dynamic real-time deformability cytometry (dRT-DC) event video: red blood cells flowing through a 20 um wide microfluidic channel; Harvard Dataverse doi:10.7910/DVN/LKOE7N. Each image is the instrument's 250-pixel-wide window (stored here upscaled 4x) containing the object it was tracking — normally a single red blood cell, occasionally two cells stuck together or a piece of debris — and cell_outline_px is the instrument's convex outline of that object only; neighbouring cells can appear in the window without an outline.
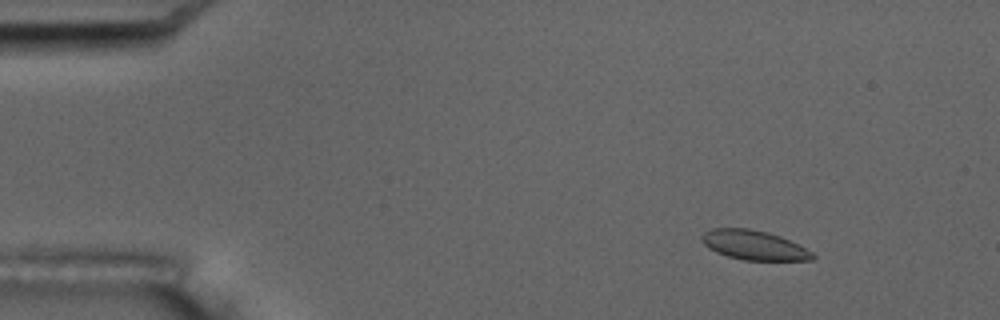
{"species": "common noctule bat (a hibernating species)", "species_latin": "Nyctalus noctula", "temperature_condition": "room temperature", "stored_images_in_passage": 4, "camera_frame_rate_fps": 3000, "um_per_image_px": 0.085, "animal": {"sex": "male", "body_mass_g": 17.5, "forearm_length_mm": 52.3}, "frame": {"image": 1, "passage_image": 1, "time_ms": 0.0, "image_size_px": [1000, 320], "cell_outline_px": [[816, 256], [812, 260], [744, 260], [728, 256], [716, 252], [708, 248], [700, 240], [700, 236], [704, 232], [712, 228], [748, 228], [768, 232], [780, 236], [812, 252]], "centroid_in_image_um": [64.04, 20.83], "position_along_channel_um": 21.0, "area_um2": 18.96}}